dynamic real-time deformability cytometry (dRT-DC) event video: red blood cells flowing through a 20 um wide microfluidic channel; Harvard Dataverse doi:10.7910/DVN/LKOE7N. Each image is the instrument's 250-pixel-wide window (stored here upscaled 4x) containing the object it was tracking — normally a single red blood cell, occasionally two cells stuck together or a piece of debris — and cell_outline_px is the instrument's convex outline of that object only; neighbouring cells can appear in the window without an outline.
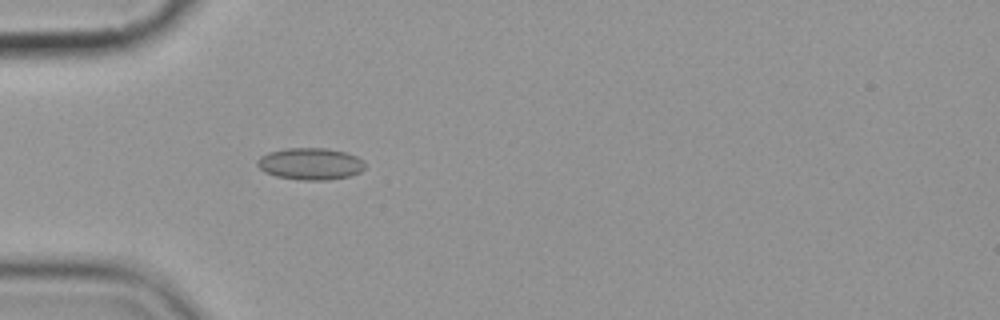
{"species": "common noctule bat (a hibernating species)", "species_latin": "Nyctalus noctula", "temperature_condition": "cold", "stored_images_in_passage": 4, "camera_frame_rate_fps": 3000, "um_per_image_px": 0.085, "animal": {"sex": "female", "body_mass_g": 19.9}, "frame": {"image": 1, "passage_image": 4, "time_ms": 4.333, "image_size_px": [1000, 320], "cell_outline_px": [[364, 168], [360, 172], [348, 176], [328, 180], [300, 180], [276, 176], [264, 172], [256, 164], [256, 160], [260, 156], [268, 152], [284, 148], [328, 148], [344, 152], [356, 156], [364, 160]], "centroid_in_image_um": [26.35, 13.92], "position_along_channel_um": 58.6, "area_um2": 20.11}}